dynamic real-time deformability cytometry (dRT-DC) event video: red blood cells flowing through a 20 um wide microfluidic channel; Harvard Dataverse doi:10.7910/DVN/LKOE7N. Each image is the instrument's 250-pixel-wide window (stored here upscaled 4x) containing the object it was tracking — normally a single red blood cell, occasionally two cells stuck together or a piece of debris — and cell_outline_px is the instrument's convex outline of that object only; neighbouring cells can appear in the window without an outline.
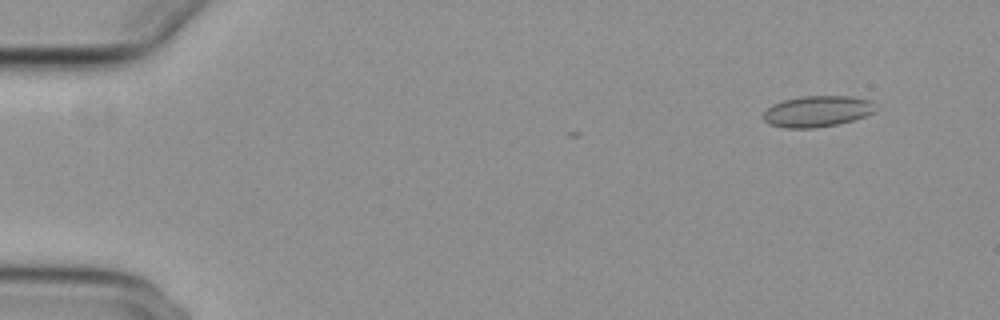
{"species": "common noctule bat (a hibernating species)", "species_latin": "Nyctalus noctula", "temperature_condition": "cold", "stored_images_in_passage": 7, "camera_frame_rate_fps": 3000, "um_per_image_px": 0.085, "animal": {"sex": "female", "body_mass_g": 29.2, "forearm_length_mm": 56.3}, "frame": {"image": 1, "passage_image": 4, "time_ms": 1.0, "image_size_px": [1000, 320], "cell_outline_px": [[876, 112], [852, 120], [836, 124], [812, 128], [784, 128], [768, 124], [764, 120], [764, 112], [772, 104], [784, 100], [804, 96], [848, 96], [872, 100]], "centroid_in_image_um": [69.46, 9.46], "position_along_channel_um": 15.5, "area_um2": 20.23}}